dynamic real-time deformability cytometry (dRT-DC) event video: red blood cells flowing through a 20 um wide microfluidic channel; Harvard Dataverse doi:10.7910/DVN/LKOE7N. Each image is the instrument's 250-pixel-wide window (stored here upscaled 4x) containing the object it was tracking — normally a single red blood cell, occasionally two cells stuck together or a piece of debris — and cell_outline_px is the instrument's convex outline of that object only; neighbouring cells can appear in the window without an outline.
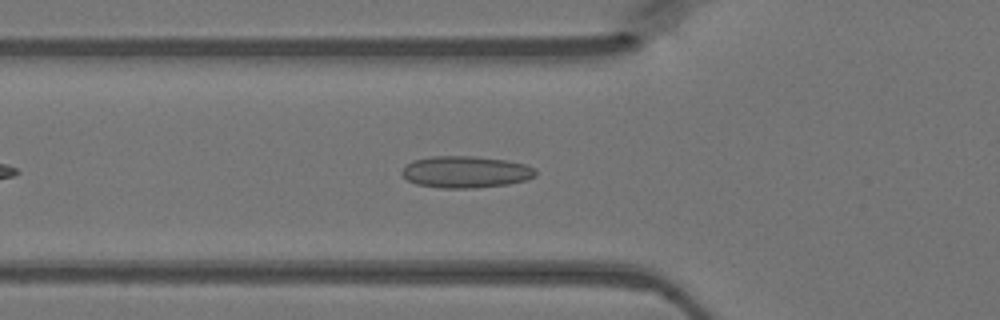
{"species": "Egyptian fruit bat (a non-hibernating species)", "species_latin": "Rousettus aegyptiacus", "temperature_condition": "warm", "stored_images_in_passage": 36, "camera_frame_rate_fps": 3000, "um_per_image_px": 0.085, "animal": {"sex": "female"}, "frame": {"image": 1, "passage_image": 7, "time_ms": 2.0, "image_size_px": [1000, 320], "cell_outline_px": [[536, 176], [528, 180], [508, 184], [472, 188], [440, 188], [416, 184], [408, 180], [400, 172], [412, 160], [432, 156], [472, 156], [504, 160], [524, 164], [536, 168]], "centroid_in_image_um": [39.59, 14.62], "position_along_channel_um": 86.2, "area_um2": 24.74}}
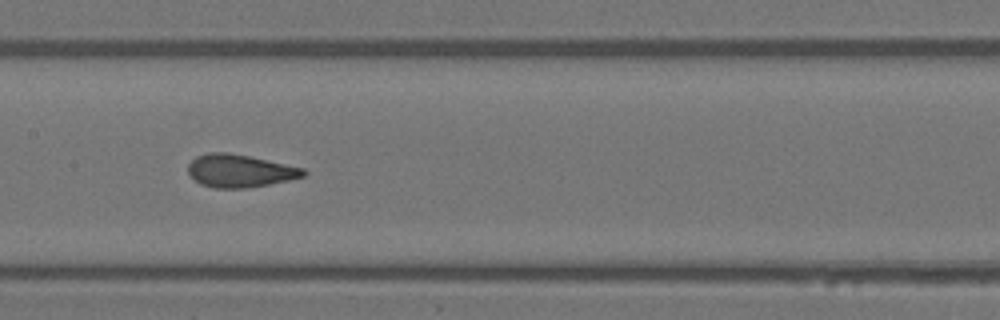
{"frame": {"image": 2, "passage_image": 14, "time_ms": 4.333, "image_size_px": [1000, 320], "cell_outline_px": [[308, 172], [304, 176], [288, 180], [268, 184], [244, 188], [216, 188], [200, 184], [188, 172], [188, 164], [196, 156], [208, 152], [228, 152], [248, 156], [304, 168]], "centroid_in_image_um": [20.37, 14.51], "position_along_channel_um": 187.0, "area_um2": 21.85}}
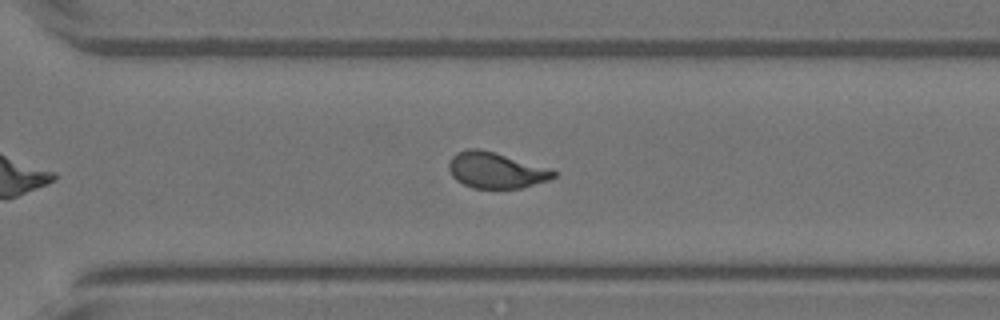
{"frame": {"image": 3, "passage_image": 24, "time_ms": 7.667, "image_size_px": [1000, 320], "cell_outline_px": [[556, 176], [548, 180], [520, 188], [472, 188], [456, 180], [452, 176], [448, 168], [448, 164], [452, 156], [456, 152], [468, 148], [480, 148], [552, 168], [556, 172]], "centroid_in_image_um": [42.14, 14.46], "position_along_channel_um": 328.5, "area_um2": 22.08}}